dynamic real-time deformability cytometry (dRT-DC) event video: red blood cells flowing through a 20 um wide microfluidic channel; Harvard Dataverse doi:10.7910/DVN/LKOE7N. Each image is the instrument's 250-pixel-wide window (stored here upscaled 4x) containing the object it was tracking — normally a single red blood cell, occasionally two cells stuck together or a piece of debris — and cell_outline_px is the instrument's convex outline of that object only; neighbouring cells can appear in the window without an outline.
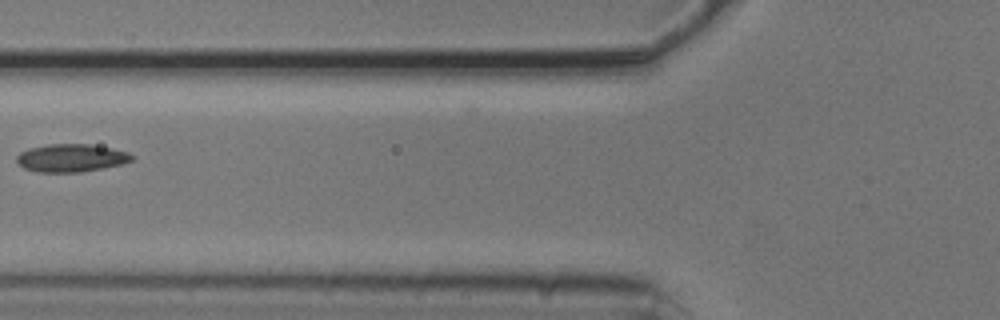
{"species": "common noctule bat (a hibernating species)", "species_latin": "Nyctalus noctula", "temperature_condition": "cold", "stored_images_in_passage": 3, "camera_frame_rate_fps": 3000, "um_per_image_px": 0.085, "animal": {"sex": "male", "body_mass_g": 20.5, "forearm_length_mm": 52.5}, "frame": {"image": 1, "passage_image": 2, "time_ms": 0.333, "image_size_px": [1000, 320], "cell_outline_px": [[136, 156], [132, 160], [120, 164], [104, 168], [80, 172], [36, 172], [24, 168], [16, 164], [16, 156], [20, 152], [28, 148], [48, 144], [92, 144], [112, 148], [128, 152]], "centroid_in_image_um": [6.02, 13.42], "position_along_channel_um": 119.8, "area_um2": 18.96}}
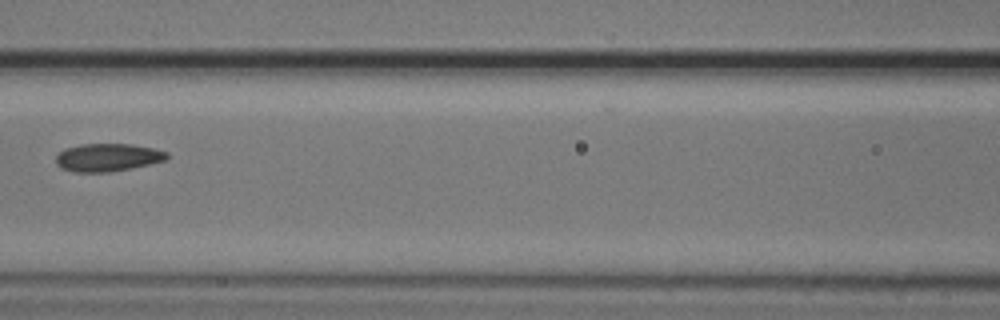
{"frame": {"image": 2, "passage_image": 3, "time_ms": 0.667, "image_size_px": [1000, 320], "cell_outline_px": [[168, 160], [132, 168], [108, 172], [72, 172], [60, 168], [56, 164], [56, 156], [64, 148], [80, 144], [132, 144], [152, 148], [168, 152]], "centroid_in_image_um": [9.14, 13.38], "position_along_channel_um": 157.5, "area_um2": 18.21}}